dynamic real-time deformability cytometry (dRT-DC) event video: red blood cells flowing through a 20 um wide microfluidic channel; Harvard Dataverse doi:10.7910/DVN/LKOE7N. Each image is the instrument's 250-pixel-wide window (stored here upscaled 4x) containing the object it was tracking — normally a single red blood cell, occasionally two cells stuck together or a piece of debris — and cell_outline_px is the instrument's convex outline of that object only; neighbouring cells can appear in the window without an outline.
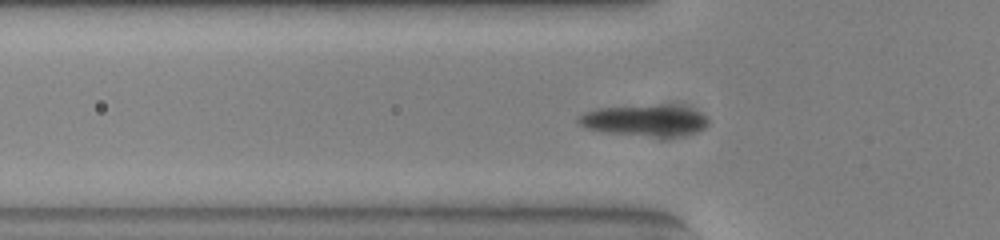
{"species": "common noctule bat (a hibernating species)", "species_latin": "Nyctalus noctula", "temperature_condition": "warm", "stored_images_in_passage": 46, "camera_frame_rate_fps": 3000, "um_per_image_px": 0.085, "animal": {"sex": "female", "body_mass_g": 23.0, "forearm_length_mm": 53.4}, "frame": {"image": 1, "passage_image": 17, "time_ms": 5.333, "image_size_px": [1000, 240], "cell_outline_px": [[712, 124], [704, 128], [692, 132], [668, 136], [660, 136], [608, 132], [588, 128], [580, 124], [576, 120], [576, 116], [584, 112], [596, 108], [680, 108], [700, 112], [708, 116]], "centroid_in_image_um": [54.78, 10.27], "position_along_channel_um": 71.0, "area_um2": 21.96}}
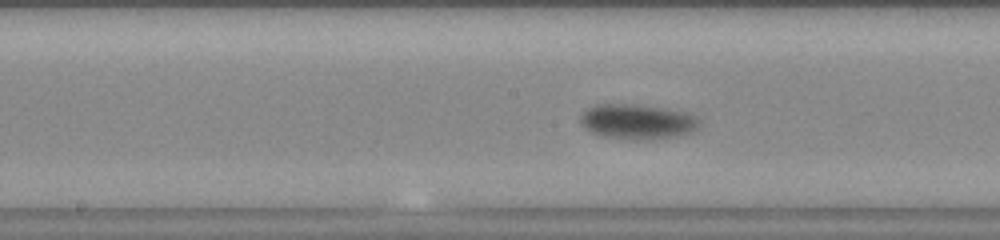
{"frame": {"image": 2, "passage_image": 27, "time_ms": 8.667, "image_size_px": [1000, 240], "cell_outline_px": [[700, 120], [696, 128], [692, 132], [676, 136], [652, 140], [628, 140], [604, 136], [592, 132], [584, 128], [580, 120], [580, 116], [588, 108], [600, 104], [624, 104], [656, 108], [680, 112], [696, 116]], "centroid_in_image_um": [54.14, 10.38], "position_along_channel_um": 194.1, "area_um2": 23.81}}
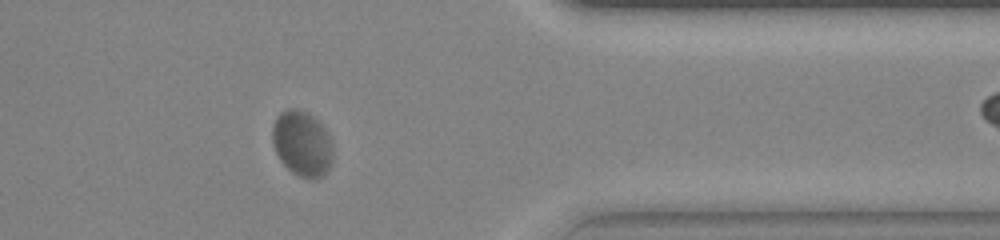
{"frame": {"image": 3, "passage_image": 44, "time_ms": 14.333, "image_size_px": [1000, 240], "cell_outline_px": [[332, 160], [328, 168], [316, 180], [308, 180], [292, 172], [280, 160], [276, 152], [272, 140], [272, 128], [276, 116], [280, 112], [288, 108], [296, 108], [308, 112], [324, 128], [332, 144]], "centroid_in_image_um": [25.65, 12.2], "position_along_channel_um": 385.7, "area_um2": 23.0}}